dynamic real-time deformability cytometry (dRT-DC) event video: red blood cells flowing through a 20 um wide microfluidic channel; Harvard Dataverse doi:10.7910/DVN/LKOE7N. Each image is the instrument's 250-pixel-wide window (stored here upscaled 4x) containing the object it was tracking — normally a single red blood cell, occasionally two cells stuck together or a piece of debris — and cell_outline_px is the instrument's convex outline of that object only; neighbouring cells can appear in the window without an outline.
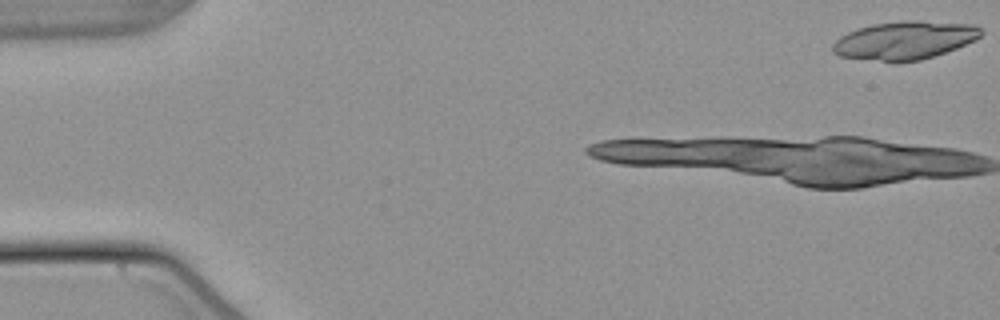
{"species": "common noctule bat (a hibernating species)", "species_latin": "Nyctalus noctula", "temperature_condition": "warm", "stored_images_in_passage": 7, "camera_frame_rate_fps": 3000, "um_per_image_px": 0.085, "animal": {"sex": "male", "body_mass_g": 21.5, "forearm_length_mm": 52.0}, "frame": {"image": 1, "passage_image": 1, "time_ms": 0.0, "image_size_px": [1000, 320], "cell_outline_px": [[984, 32], [976, 40], [956, 48], [920, 60], [896, 64], [840, 56], [832, 52], [832, 44], [840, 36], [856, 28], [872, 24], [904, 20], [920, 20], [976, 24]], "centroid_in_image_um": [76.89, 3.43], "position_along_channel_um": 8.1, "area_um2": 33.7}}